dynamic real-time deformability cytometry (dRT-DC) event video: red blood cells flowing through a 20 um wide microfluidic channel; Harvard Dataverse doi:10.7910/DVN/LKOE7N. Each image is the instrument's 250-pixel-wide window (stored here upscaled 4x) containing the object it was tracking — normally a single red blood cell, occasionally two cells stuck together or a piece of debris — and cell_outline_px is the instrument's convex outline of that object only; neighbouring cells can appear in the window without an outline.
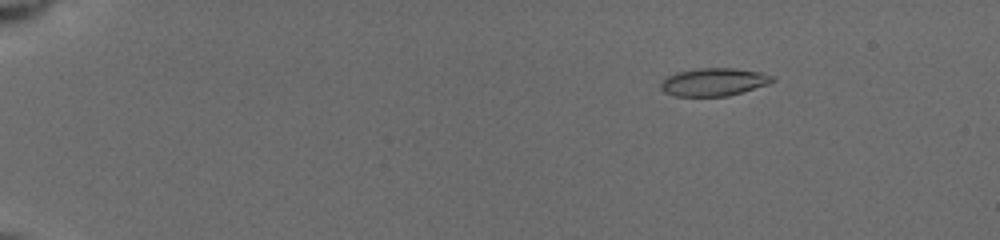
{"species": "common noctule bat (a hibernating species)", "species_latin": "Nyctalus noctula", "temperature_condition": "cold", "stored_images_in_passage": 13, "camera_frame_rate_fps": 3000, "um_per_image_px": 0.085, "animal": {"sex": "female", "body_mass_g": 19.5, "forearm_length_mm": 54.1}, "frame": {"image": 1, "passage_image": 4, "time_ms": 1.333, "image_size_px": [1000, 240], "cell_outline_px": [[776, 80], [728, 96], [676, 96], [664, 92], [660, 88], [660, 84], [668, 76], [676, 72], [700, 68], [732, 68], [760, 72], [772, 76]], "centroid_in_image_um": [60.61, 6.96], "position_along_channel_um": 24.4, "area_um2": 17.74}}
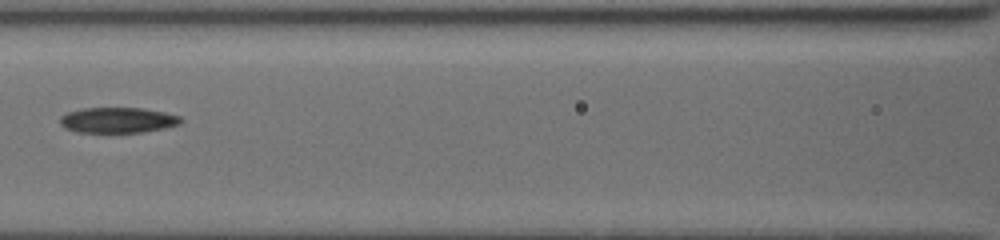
{"frame": {"image": 2, "passage_image": 11, "time_ms": 7.667, "image_size_px": [1000, 240], "cell_outline_px": [[184, 120], [180, 124], [164, 128], [144, 132], [76, 132], [64, 128], [60, 124], [60, 116], [68, 112], [84, 108], [144, 108], [164, 112], [180, 116]], "centroid_in_image_um": [10.02, 10.21], "position_along_channel_um": 156.6, "area_um2": 18.03}}
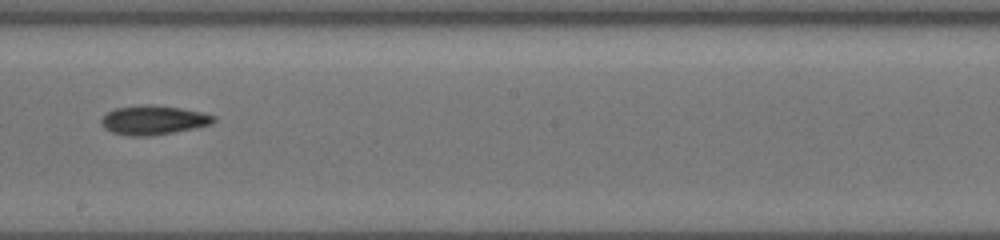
{"frame": {"image": 3, "passage_image": 13, "time_ms": 9.667, "image_size_px": [1000, 240], "cell_outline_px": [[216, 120], [212, 124], [196, 128], [152, 136], [128, 136], [112, 132], [104, 128], [100, 120], [108, 112], [116, 108], [144, 104], [148, 104], [180, 108], [200, 112], [216, 116]], "centroid_in_image_um": [13.05, 10.21], "position_along_channel_um": 235.1, "area_um2": 19.13}}